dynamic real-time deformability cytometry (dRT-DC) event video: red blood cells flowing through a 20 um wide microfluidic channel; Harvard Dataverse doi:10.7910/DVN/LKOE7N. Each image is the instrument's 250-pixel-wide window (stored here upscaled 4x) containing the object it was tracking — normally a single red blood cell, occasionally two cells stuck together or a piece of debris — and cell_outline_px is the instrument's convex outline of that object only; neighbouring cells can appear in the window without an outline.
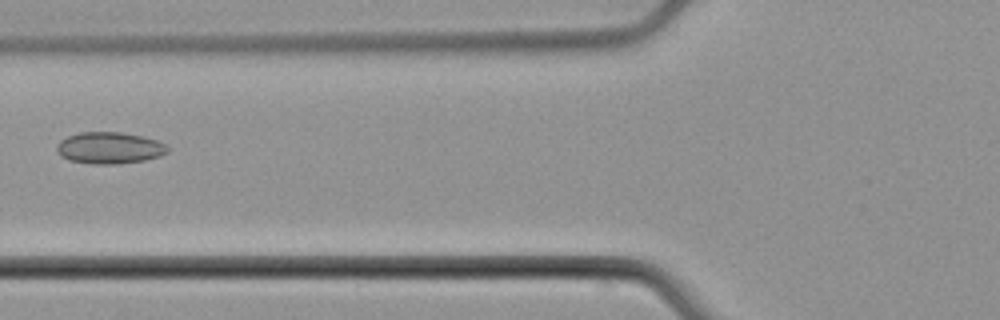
{"species": "common noctule bat (a hibernating species)", "species_latin": "Nyctalus noctula", "temperature_condition": "cold", "stored_images_in_passage": 3, "camera_frame_rate_fps": 3000, "um_per_image_px": 0.085, "animal": {"sex": "male", "body_mass_g": 21.5, "forearm_length_mm": 52.0}, "frame": {"image": 1, "passage_image": 3, "time_ms": 3.333, "image_size_px": [1000, 320], "cell_outline_px": [[168, 152], [160, 156], [144, 160], [116, 164], [92, 164], [68, 160], [60, 156], [56, 152], [56, 144], [60, 140], [68, 136], [80, 132], [120, 132], [140, 136], [156, 140], [164, 144], [168, 148]], "centroid_in_image_um": [9.25, 12.58], "position_along_channel_um": 116.5, "area_um2": 20.46}}